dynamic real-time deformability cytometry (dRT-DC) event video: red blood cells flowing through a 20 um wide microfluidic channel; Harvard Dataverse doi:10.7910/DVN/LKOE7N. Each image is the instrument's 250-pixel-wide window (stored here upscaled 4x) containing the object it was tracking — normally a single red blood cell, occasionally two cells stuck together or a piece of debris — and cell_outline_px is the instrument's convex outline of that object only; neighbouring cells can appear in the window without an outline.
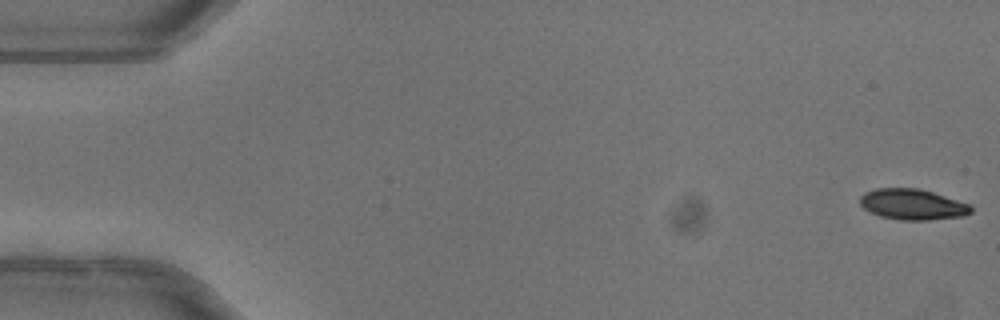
{"species": "common noctule bat (a hibernating species)", "species_latin": "Nyctalus noctula", "temperature_condition": "warm", "stored_images_in_passage": 8, "camera_frame_rate_fps": 3000, "um_per_image_px": 0.085, "animal": {"sex": "female"}, "frame": {"image": 1, "passage_image": 1, "time_ms": 0.0, "image_size_px": [1000, 320], "cell_outline_px": [[972, 212], [964, 216], [928, 220], [900, 220], [880, 216], [864, 208], [860, 204], [860, 196], [864, 192], [876, 188], [920, 188], [968, 204], [972, 208]], "centroid_in_image_um": [77.54, 17.37], "position_along_channel_um": 7.5, "area_um2": 19.77}}